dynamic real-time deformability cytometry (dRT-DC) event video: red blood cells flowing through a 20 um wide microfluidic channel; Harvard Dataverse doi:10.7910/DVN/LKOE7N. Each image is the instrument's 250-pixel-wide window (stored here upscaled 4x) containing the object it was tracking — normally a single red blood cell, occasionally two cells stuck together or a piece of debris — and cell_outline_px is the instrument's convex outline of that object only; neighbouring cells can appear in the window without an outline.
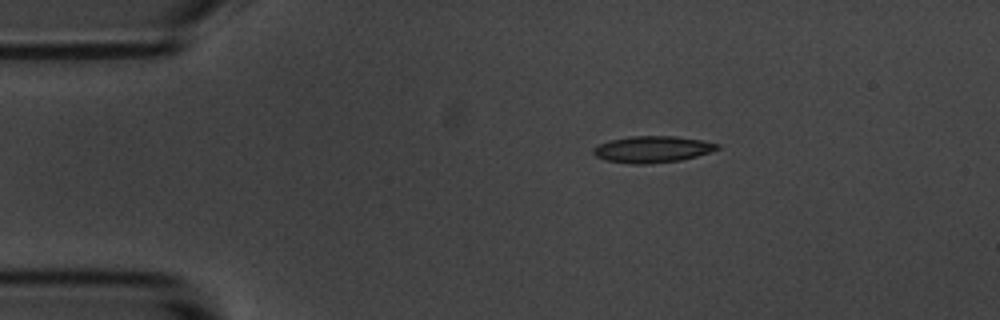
{"species": "common noctule bat (a hibernating species)", "species_latin": "Nyctalus noctula", "temperature_condition": "room temperature", "stored_images_in_passage": 3, "camera_frame_rate_fps": 3000, "um_per_image_px": 0.085, "animal": {"sex": "male", "body_mass_g": 20.1, "forearm_length_mm": 53.5}, "frame": {"image": 1, "passage_image": 1, "time_ms": 0.0, "image_size_px": [1000, 320], "cell_outline_px": [[720, 148], [696, 156], [680, 160], [648, 164], [632, 164], [604, 160], [596, 156], [592, 152], [592, 148], [608, 140], [628, 136], [676, 136], [704, 140], [720, 144]], "centroid_in_image_um": [55.43, 12.68], "position_along_channel_um": 29.6, "area_um2": 19.31}}
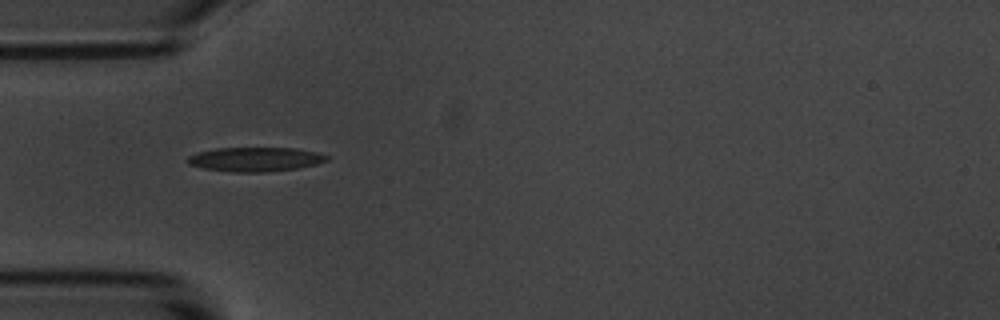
{"frame": {"image": 2, "passage_image": 3, "time_ms": 2.333, "image_size_px": [1000, 320], "cell_outline_px": [[328, 160], [316, 164], [296, 168], [264, 172], [232, 172], [204, 168], [188, 164], [184, 160], [188, 156], [196, 152], [216, 148], [296, 148], [316, 152], [328, 156]], "centroid_in_image_um": [21.64, 13.53], "position_along_channel_um": 63.4, "area_um2": 19.65}}